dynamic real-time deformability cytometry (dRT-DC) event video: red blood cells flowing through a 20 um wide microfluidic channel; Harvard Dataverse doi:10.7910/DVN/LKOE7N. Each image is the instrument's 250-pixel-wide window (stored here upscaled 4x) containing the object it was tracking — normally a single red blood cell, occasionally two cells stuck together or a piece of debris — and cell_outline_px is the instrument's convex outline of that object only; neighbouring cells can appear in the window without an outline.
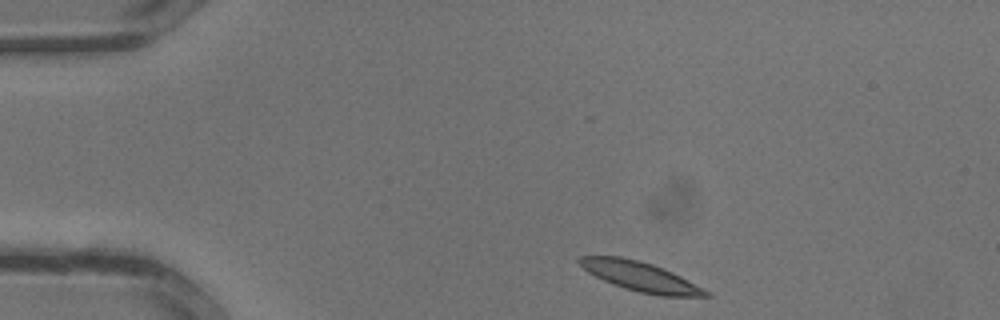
{"species": "common noctule bat (a hibernating species)", "species_latin": "Nyctalus noctula", "temperature_condition": "warm", "stored_images_in_passage": 25, "camera_frame_rate_fps": 3000, "um_per_image_px": 0.085, "animal": {"sex": "male", "body_mass_g": 13.3}, "frame": {"image": 1, "passage_image": 1, "time_ms": 0.0, "image_size_px": [1000, 320], "cell_outline_px": [[712, 296], [660, 296], [640, 292], [624, 288], [612, 284], [588, 272], [576, 260], [580, 256], [620, 256], [640, 260], [664, 268], [704, 288]], "centroid_in_image_um": [54.43, 23.49], "position_along_channel_um": 30.6, "area_um2": 21.56}}
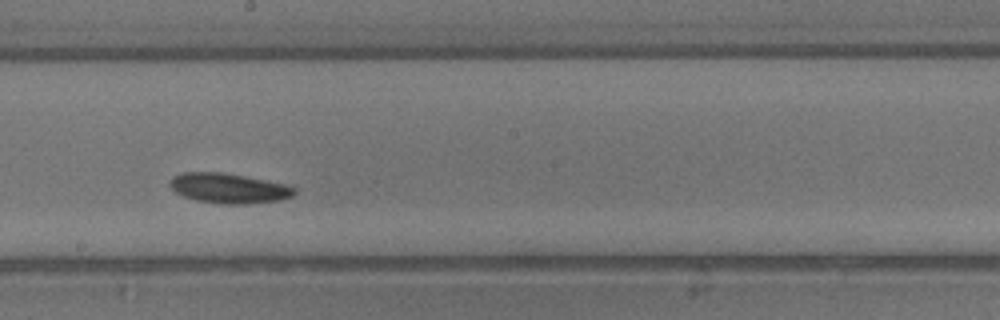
{"frame": {"image": 2, "passage_image": 14, "time_ms": 4.333, "image_size_px": [1000, 320], "cell_outline_px": [[296, 192], [292, 196], [280, 200], [248, 204], [220, 204], [196, 200], [184, 196], [176, 192], [168, 184], [168, 180], [172, 176], [184, 172], [224, 172], [284, 184], [296, 188]], "centroid_in_image_um": [19.41, 16.0], "position_along_channel_um": 228.8, "area_um2": 21.79}}
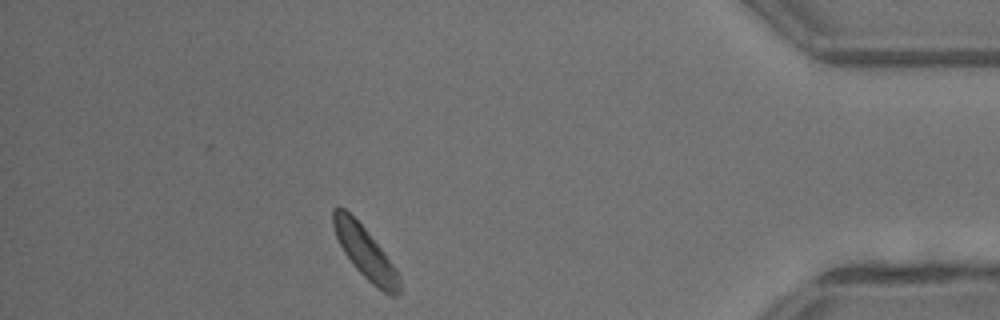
{"frame": {"image": 3, "passage_image": 25, "time_ms": 8.0, "image_size_px": [1000, 320], "cell_outline_px": [[400, 292], [396, 296], [392, 296], [376, 288], [352, 264], [344, 252], [336, 236], [332, 224], [332, 208], [336, 204], [344, 208], [368, 232], [384, 252], [396, 268], [400, 276]], "centroid_in_image_um": [31.04, 21.46], "position_along_channel_um": 404.2, "area_um2": 19.94}}